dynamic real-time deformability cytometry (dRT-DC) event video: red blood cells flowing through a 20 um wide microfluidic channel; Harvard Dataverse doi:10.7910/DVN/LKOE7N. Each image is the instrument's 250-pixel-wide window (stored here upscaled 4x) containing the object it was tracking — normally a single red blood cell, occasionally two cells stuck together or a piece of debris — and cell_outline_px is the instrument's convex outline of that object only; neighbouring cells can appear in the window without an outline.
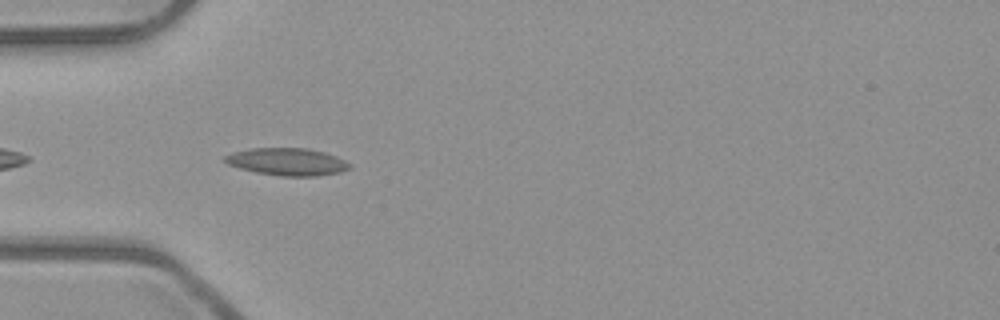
{"species": "common noctule bat (a hibernating species)", "species_latin": "Nyctalus noctula", "temperature_condition": "room temperature", "stored_images_in_passage": 2, "camera_frame_rate_fps": 3000, "um_per_image_px": 0.085, "animal": {"sex": "male", "body_mass_g": 23.1, "forearm_length_mm": 52.7}, "frame": {"image": 1, "passage_image": 1, "time_ms": 0.0, "image_size_px": [1000, 320], "cell_outline_px": [[352, 168], [340, 172], [316, 176], [280, 176], [256, 172], [240, 168], [228, 164], [224, 160], [224, 156], [232, 152], [252, 148], [308, 148], [324, 152], [336, 156], [352, 164]], "centroid_in_image_um": [24.44, 13.75], "position_along_channel_um": 60.6, "area_um2": 19.94}}
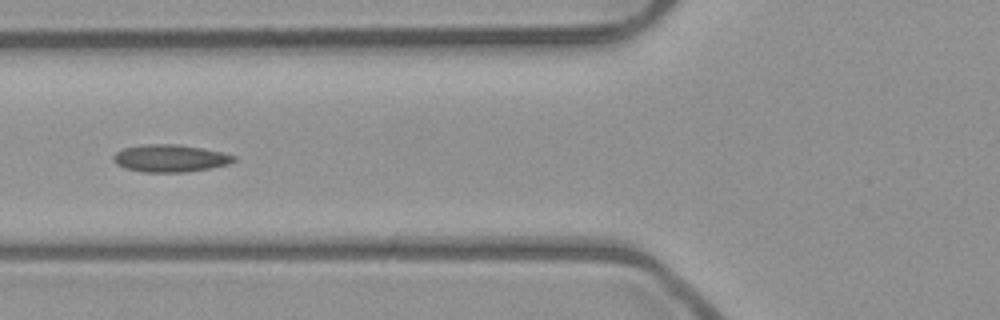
{"frame": {"image": 2, "passage_image": 2, "time_ms": 0.333, "image_size_px": [1000, 320], "cell_outline_px": [[236, 160], [228, 164], [208, 168], [184, 172], [144, 172], [128, 168], [116, 164], [112, 160], [112, 156], [116, 152], [124, 148], [148, 144], [180, 144], [224, 152], [236, 156]], "centroid_in_image_um": [14.48, 13.44], "position_along_channel_um": 111.3, "area_um2": 19.13}}